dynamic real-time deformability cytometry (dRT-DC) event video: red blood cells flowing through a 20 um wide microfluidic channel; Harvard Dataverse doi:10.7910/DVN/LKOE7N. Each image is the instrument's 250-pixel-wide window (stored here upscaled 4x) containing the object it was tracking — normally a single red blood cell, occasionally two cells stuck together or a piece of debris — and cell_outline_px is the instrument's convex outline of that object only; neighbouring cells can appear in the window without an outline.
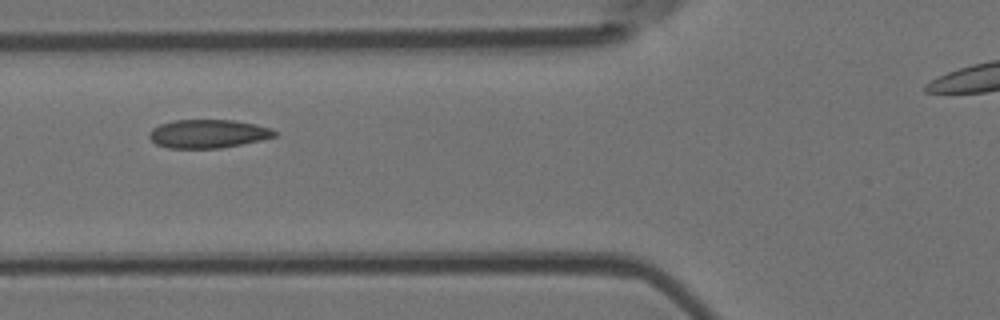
{"species": "Egyptian fruit bat (a non-hibernating species)", "species_latin": "Rousettus aegyptiacus", "temperature_condition": "room temperature", "stored_images_in_passage": 8, "camera_frame_rate_fps": 3000, "um_per_image_px": 0.085, "animal": {"sex": "female"}, "frame": {"image": 1, "passage_image": 4, "time_ms": 1.0, "image_size_px": [1000, 320], "cell_outline_px": [[276, 136], [260, 140], [220, 148], [168, 148], [156, 144], [148, 136], [148, 132], [152, 128], [160, 124], [172, 120], [232, 120], [256, 124], [272, 128], [276, 132]], "centroid_in_image_um": [17.65, 11.36], "position_along_channel_um": 108.1, "area_um2": 20.81}}
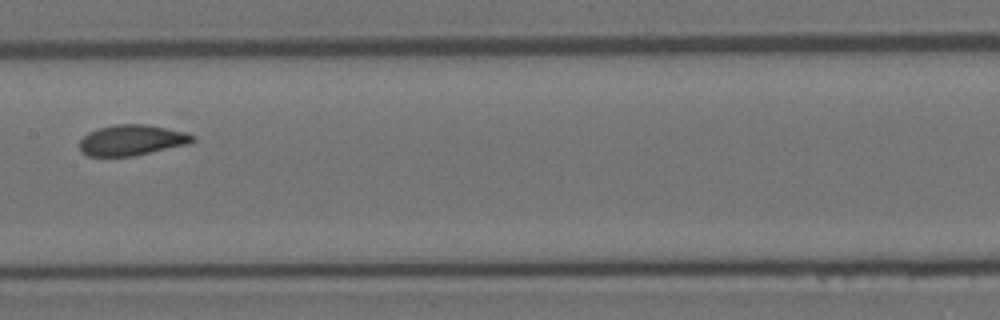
{"frame": {"image": 2, "passage_image": 6, "time_ms": 1.667, "image_size_px": [1000, 320], "cell_outline_px": [[196, 140], [188, 144], [132, 156], [88, 156], [80, 152], [80, 140], [88, 132], [100, 128], [116, 124], [148, 124], [184, 132], [196, 136]], "centroid_in_image_um": [11.2, 11.91], "position_along_channel_um": 196.2, "area_um2": 20.11}}
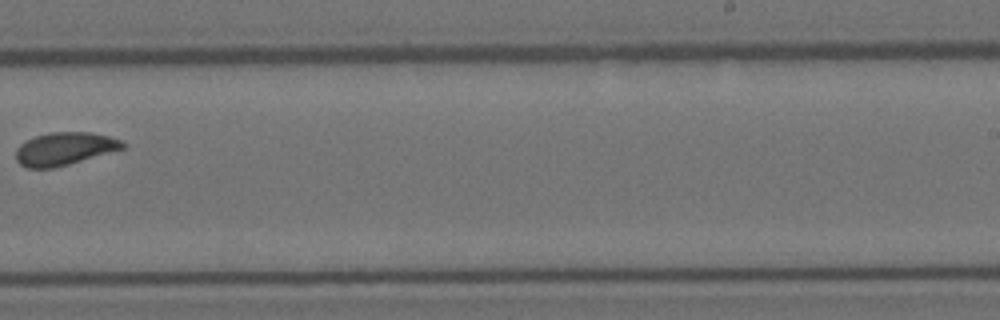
{"frame": {"image": 3, "passage_image": 8, "time_ms": 2.333, "image_size_px": [1000, 320], "cell_outline_px": [[128, 144], [124, 148], [68, 164], [52, 168], [28, 168], [20, 164], [16, 160], [16, 148], [20, 144], [36, 136], [52, 132], [92, 132], [124, 140]], "centroid_in_image_um": [5.51, 12.63], "position_along_channel_um": 283.5, "area_um2": 20.35}}